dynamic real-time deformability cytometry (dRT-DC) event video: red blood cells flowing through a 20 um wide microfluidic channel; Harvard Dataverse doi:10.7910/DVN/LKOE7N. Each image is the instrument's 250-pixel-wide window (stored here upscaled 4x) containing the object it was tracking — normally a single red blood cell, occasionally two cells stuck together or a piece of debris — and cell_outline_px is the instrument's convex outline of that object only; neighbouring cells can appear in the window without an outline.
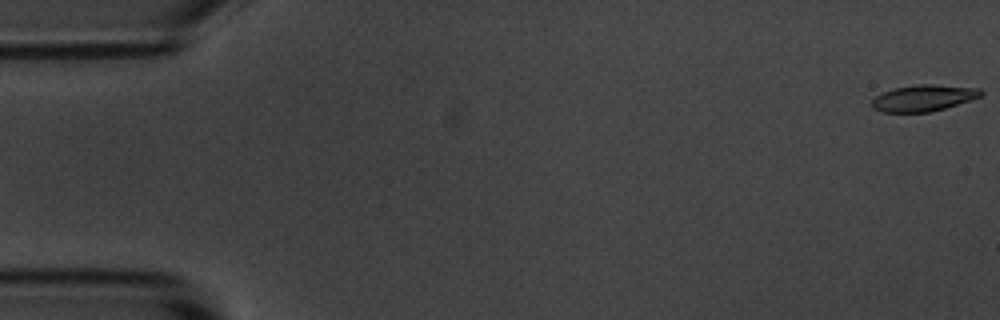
{"species": "common noctule bat (a hibernating species)", "species_latin": "Nyctalus noctula", "temperature_condition": "room temperature", "stored_images_in_passage": 57, "camera_frame_rate_fps": 3000, "um_per_image_px": 0.085, "animal": {"sex": "male", "body_mass_g": 20.1, "forearm_length_mm": 53.5}, "frame": {"image": 1, "passage_image": 1, "time_ms": 0.0, "image_size_px": [1000, 320], "cell_outline_px": [[984, 92], [980, 96], [944, 108], [928, 112], [880, 112], [872, 108], [872, 100], [876, 96], [884, 92], [896, 88], [920, 84], [932, 84], [980, 88]], "centroid_in_image_um": [78.48, 8.33], "position_along_channel_um": 6.5, "area_um2": 16.47}}
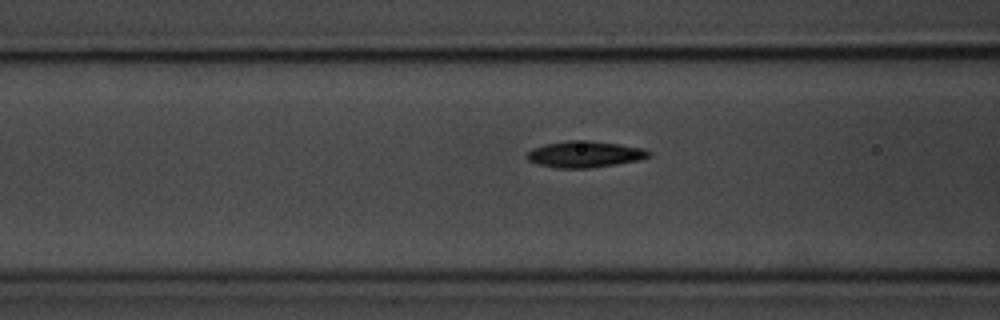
{"frame": {"image": 2, "passage_image": 22, "time_ms": 7.0, "image_size_px": [1000, 320], "cell_outline_px": [[652, 156], [640, 160], [592, 168], [556, 168], [540, 164], [528, 160], [524, 156], [532, 148], [544, 144], [568, 140], [588, 140], [620, 144], [644, 148], [652, 152]], "centroid_in_image_um": [49.73, 13.1], "position_along_channel_um": 116.9, "area_um2": 18.96}}
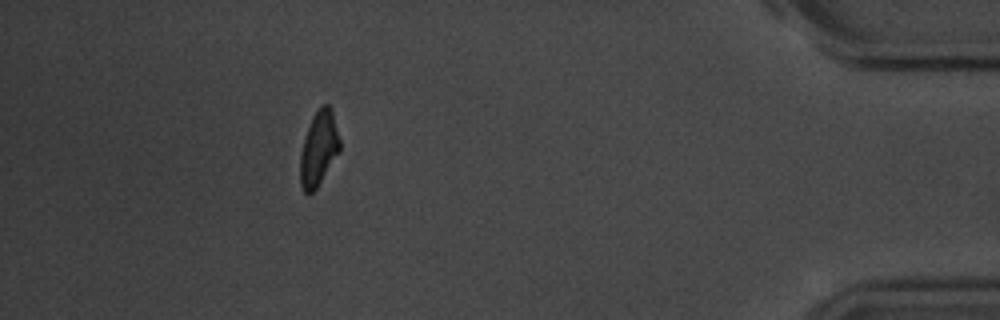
{"frame": {"image": 3, "passage_image": 51, "time_ms": 16.667, "image_size_px": [1000, 320], "cell_outline_px": [[340, 152], [316, 188], [308, 196], [304, 192], [300, 184], [300, 152], [304, 136], [312, 116], [316, 108], [320, 104], [328, 104], [332, 108], [340, 140]], "centroid_in_image_um": [27.09, 12.58], "position_along_channel_um": 408.1, "area_um2": 17.63}, "authors_computed_cell_mechanics": {"area_um2": 17.8602, "velocity_mm_per_s": 3.573, "shape_relaxation_time_tau1_ms": 2.8617, "shape_relaxation_time_tau2_ms": 7.2971, "deformation_change_tau1": 0.1338, "deformation_change_tau2": 0.1153}}